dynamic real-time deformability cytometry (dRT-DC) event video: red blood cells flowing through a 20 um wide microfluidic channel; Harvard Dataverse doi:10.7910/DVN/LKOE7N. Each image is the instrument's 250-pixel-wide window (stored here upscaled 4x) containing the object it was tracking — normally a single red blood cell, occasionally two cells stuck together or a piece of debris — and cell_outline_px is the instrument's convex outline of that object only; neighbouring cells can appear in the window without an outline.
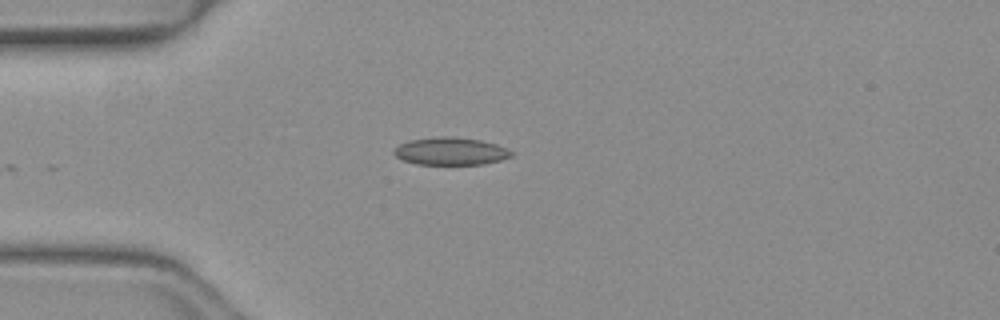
{"species": "common noctule bat (a hibernating species)", "species_latin": "Nyctalus noctula", "temperature_condition": "warm", "stored_images_in_passage": 27, "camera_frame_rate_fps": 3000, "um_per_image_px": 0.085, "animal": {"sex": "female", "body_mass_g": 19.3, "forearm_length_mm": 54.1}, "frame": {"image": 1, "passage_image": 1, "time_ms": 0.0, "image_size_px": [1000, 320], "cell_outline_px": [[516, 152], [512, 156], [500, 160], [484, 164], [416, 164], [400, 160], [392, 152], [392, 148], [408, 140], [440, 136], [452, 136], [480, 140], [496, 144], [508, 148]], "centroid_in_image_um": [38.29, 12.85], "position_along_channel_um": 46.7, "area_um2": 19.19}}
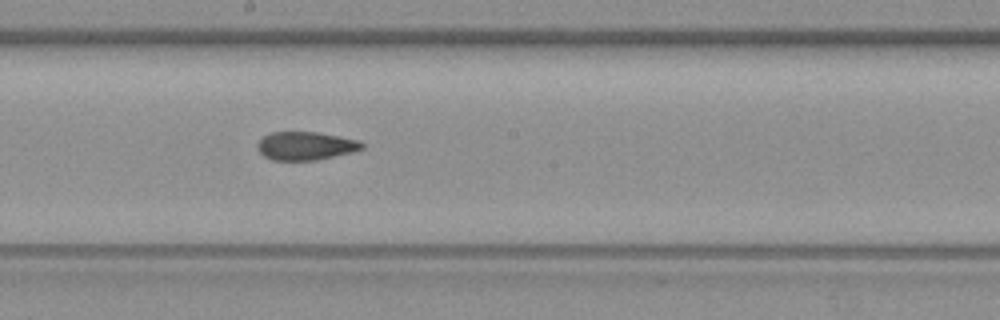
{"frame": {"image": 2, "passage_image": 15, "time_ms": 4.667, "image_size_px": [1000, 320], "cell_outline_px": [[364, 148], [352, 152], [316, 160], [272, 160], [264, 156], [256, 148], [256, 144], [264, 136], [272, 132], [316, 132], [356, 140], [364, 144]], "centroid_in_image_um": [25.94, 12.4], "position_along_channel_um": 222.3, "area_um2": 17.05}}
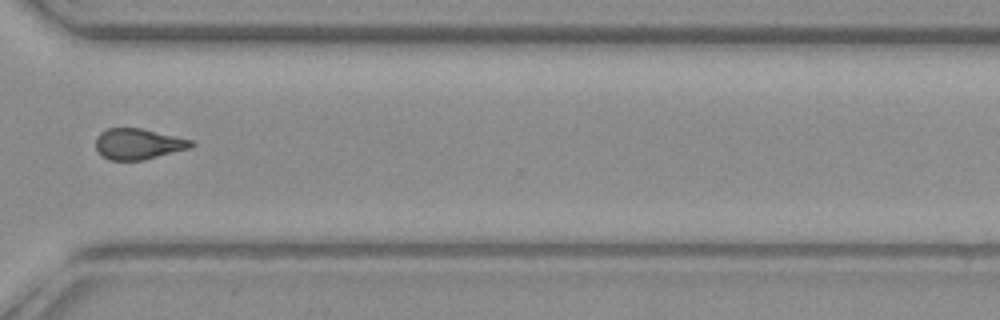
{"frame": {"image": 3, "passage_image": 25, "time_ms": 8.0, "image_size_px": [1000, 320], "cell_outline_px": [[196, 144], [192, 148], [144, 160], [108, 160], [96, 148], [96, 136], [100, 132], [108, 128], [140, 128], [192, 140]], "centroid_in_image_um": [11.77, 12.24], "position_along_channel_um": 358.8, "area_um2": 17.17}, "authors_computed_cell_mechanics": {"area_um2": 17.629, "velocity_mm_per_s": 4.1, "shape_relaxation_time_tau1_ms": null, "shape_relaxation_time_tau2_ms": 4.0161, "deformation_change_tau1": null, "deformation_change_tau2": 0.1015}}